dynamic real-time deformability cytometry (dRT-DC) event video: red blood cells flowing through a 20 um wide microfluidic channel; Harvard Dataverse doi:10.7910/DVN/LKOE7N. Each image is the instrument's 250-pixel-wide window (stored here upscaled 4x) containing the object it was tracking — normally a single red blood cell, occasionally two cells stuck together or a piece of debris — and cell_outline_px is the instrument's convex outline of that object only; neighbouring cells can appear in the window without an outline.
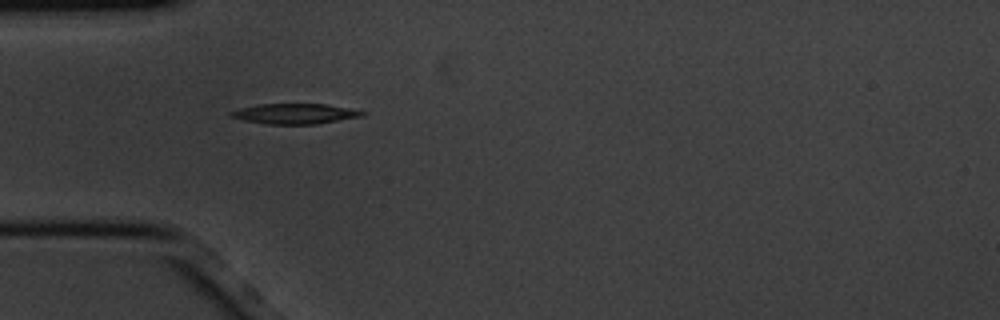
{"species": "common noctule bat (a hibernating species)", "species_latin": "Nyctalus noctula", "temperature_condition": "cold", "stored_images_in_passage": 4, "camera_frame_rate_fps": 3000, "um_per_image_px": 0.085, "animal": {"sex": "male", "body_mass_g": 20.1, "forearm_length_mm": 53.5}, "frame": {"image": 1, "passage_image": 3, "time_ms": 0.667, "image_size_px": [1000, 320], "cell_outline_px": [[368, 112], [364, 116], [316, 124], [268, 124], [244, 120], [228, 116], [228, 112], [240, 108], [256, 104], [324, 104]], "centroid_in_image_um": [25.03, 9.67], "position_along_channel_um": 60.0, "area_um2": 15.49}}
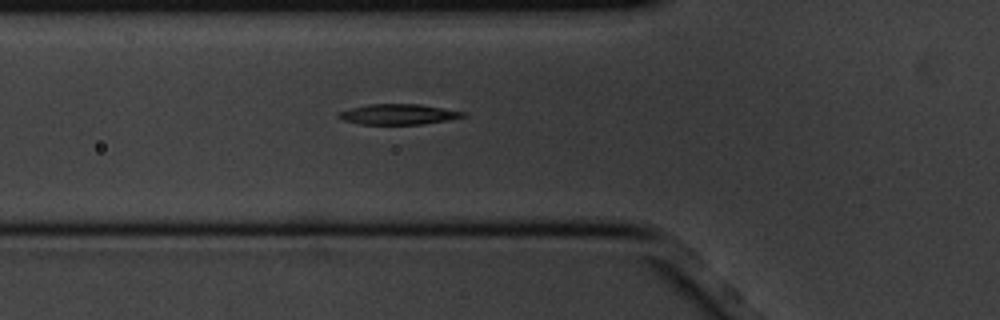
{"frame": {"image": 2, "passage_image": 4, "time_ms": 1.0, "image_size_px": [1000, 320], "cell_outline_px": [[468, 116], [448, 120], [420, 124], [360, 124], [344, 120], [336, 116], [340, 112], [352, 108], [368, 104], [420, 104], [468, 112]], "centroid_in_image_um": [33.93, 9.71], "position_along_channel_um": 91.9, "area_um2": 14.8}}